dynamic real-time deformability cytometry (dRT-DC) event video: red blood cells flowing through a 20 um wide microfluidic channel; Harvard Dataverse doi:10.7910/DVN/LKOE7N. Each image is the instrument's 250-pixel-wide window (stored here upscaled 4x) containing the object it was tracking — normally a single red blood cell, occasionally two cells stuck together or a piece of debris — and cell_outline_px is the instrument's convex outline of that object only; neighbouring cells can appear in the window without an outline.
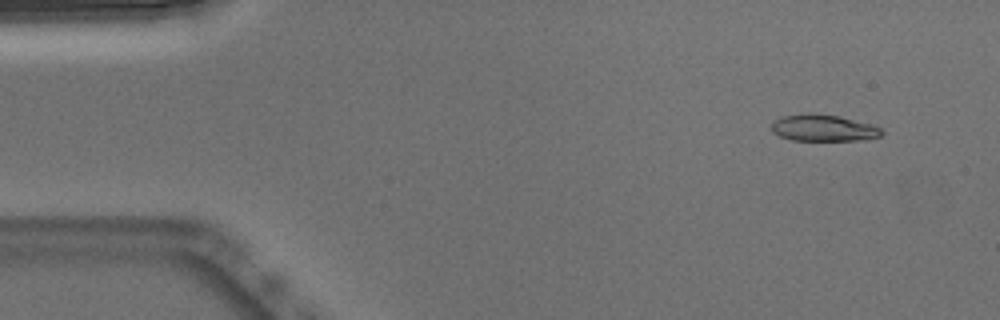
{"species": "Egyptian fruit bat (a non-hibernating species)", "species_latin": "Rousettus aegyptiacus", "temperature_condition": "warm", "stored_images_in_passage": 52, "camera_frame_rate_fps": 3000, "um_per_image_px": 0.085, "animal": {"sex": "male"}, "frame": {"image": 1, "passage_image": 4, "time_ms": 1.0, "image_size_px": [1000, 320], "cell_outline_px": [[884, 132], [880, 136], [860, 140], [792, 140], [780, 136], [772, 132], [772, 124], [776, 120], [784, 116], [804, 112], [812, 112], [840, 116], [872, 124], [880, 128]], "centroid_in_image_um": [69.99, 10.86], "position_along_channel_um": 15.0, "area_um2": 17.17}}
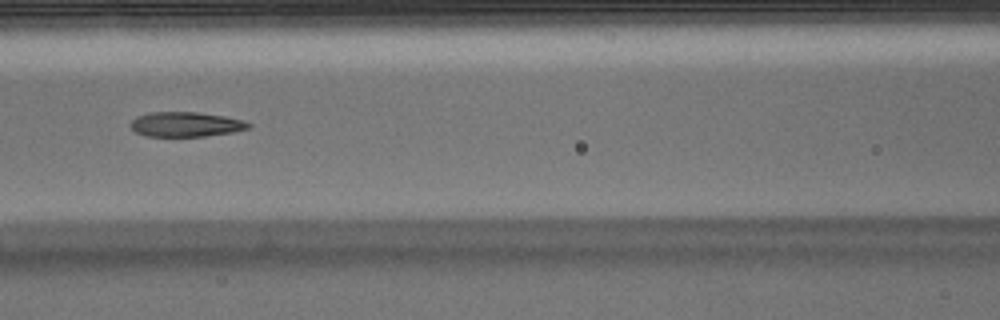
{"frame": {"image": 2, "passage_image": 22, "time_ms": 7.0, "image_size_px": [1000, 320], "cell_outline_px": [[252, 124], [248, 128], [232, 132], [204, 136], [148, 136], [136, 132], [132, 128], [132, 120], [136, 116], [148, 112], [200, 112], [224, 116], [244, 120]], "centroid_in_image_um": [15.8, 10.55], "position_along_channel_um": 150.8, "area_um2": 16.94}}
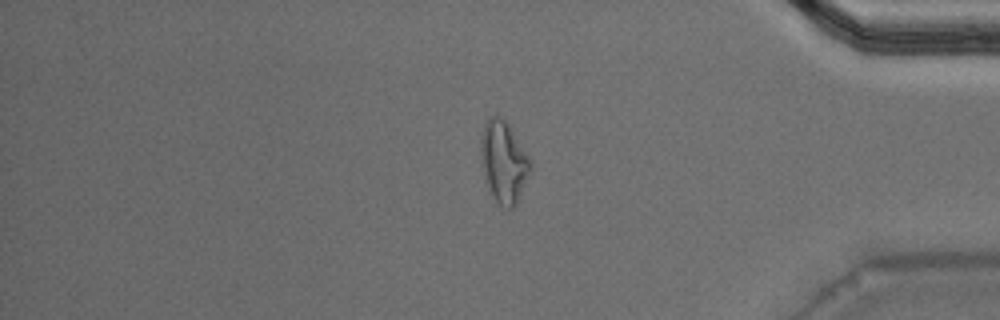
{"frame": {"image": 3, "passage_image": 43, "time_ms": 14.0, "image_size_px": [1000, 320], "cell_outline_px": [[532, 168], [516, 204], [512, 208], [504, 208], [496, 200], [484, 176], [480, 148], [484, 128], [488, 120], [492, 116], [500, 116], [508, 124], [528, 156], [532, 164]], "centroid_in_image_um": [42.84, 13.77], "position_along_channel_um": 392.4, "area_um2": 22.77}, "authors_computed_cell_mechanics": {"area_um2": 18.0914, "velocity_mm_per_s": 3.8448, "shape_relaxation_time_tau1_ms": 10.794, "shape_relaxation_time_tau2_ms": 3.3849, "deformation_change_tau1": 0.3158, "deformation_change_tau2": 0.1257}}